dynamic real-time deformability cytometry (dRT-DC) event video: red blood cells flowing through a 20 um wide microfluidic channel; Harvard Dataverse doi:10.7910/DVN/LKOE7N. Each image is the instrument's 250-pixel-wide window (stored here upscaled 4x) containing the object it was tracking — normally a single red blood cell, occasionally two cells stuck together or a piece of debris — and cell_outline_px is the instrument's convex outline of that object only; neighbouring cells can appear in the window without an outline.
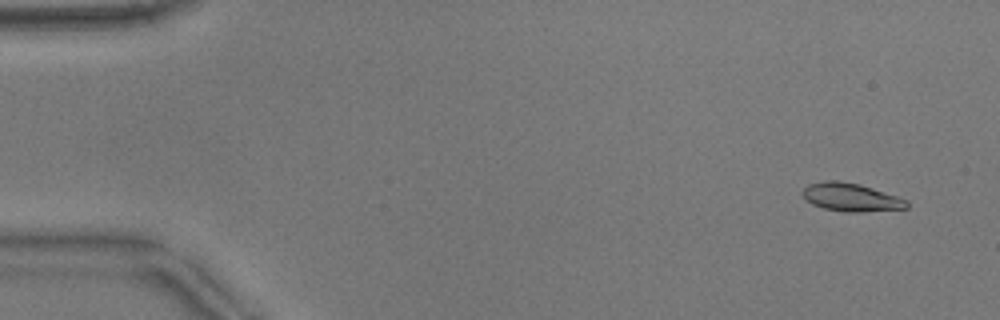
{"species": "common noctule bat (a hibernating species)", "species_latin": "Nyctalus noctula", "temperature_condition": "warm", "stored_images_in_passage": 39, "camera_frame_rate_fps": 3000, "um_per_image_px": 0.085, "animal": {"sex": "male", "body_mass_g": 17.9}, "frame": {"image": 1, "passage_image": 3, "time_ms": 0.667, "image_size_px": [1000, 320], "cell_outline_px": [[908, 208], [860, 212], [844, 212], [824, 208], [812, 204], [800, 192], [808, 184], [824, 180], [836, 180], [860, 184], [908, 200]], "centroid_in_image_um": [72.32, 16.76], "position_along_channel_um": 12.7, "area_um2": 17.05}}
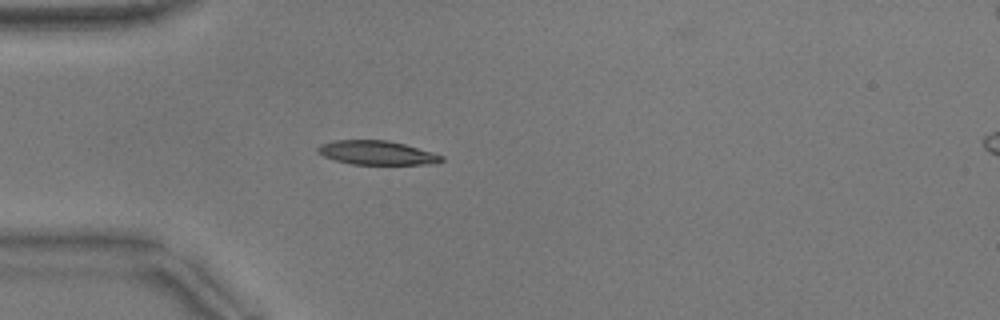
{"frame": {"image": 2, "passage_image": 15, "time_ms": 4.667, "image_size_px": [1000, 320], "cell_outline_px": [[444, 160], [428, 164], [352, 164], [336, 160], [324, 156], [316, 152], [316, 148], [320, 144], [336, 140], [388, 140], [404, 144], [432, 152], [444, 156]], "centroid_in_image_um": [32.0, 12.98], "position_along_channel_um": 53.0, "area_um2": 17.17}}
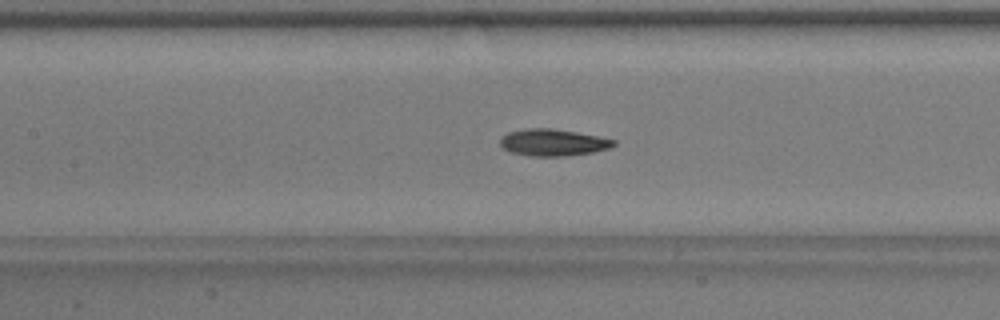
{"frame": {"image": 3, "passage_image": 24, "time_ms": 7.667, "image_size_px": [1000, 320], "cell_outline_px": [[616, 144], [608, 148], [592, 152], [564, 156], [532, 156], [512, 152], [504, 148], [500, 144], [500, 140], [508, 132], [528, 128], [548, 128], [576, 132], [616, 140]], "centroid_in_image_um": [47.0, 12.11], "position_along_channel_um": 160.4, "area_um2": 17.4}}